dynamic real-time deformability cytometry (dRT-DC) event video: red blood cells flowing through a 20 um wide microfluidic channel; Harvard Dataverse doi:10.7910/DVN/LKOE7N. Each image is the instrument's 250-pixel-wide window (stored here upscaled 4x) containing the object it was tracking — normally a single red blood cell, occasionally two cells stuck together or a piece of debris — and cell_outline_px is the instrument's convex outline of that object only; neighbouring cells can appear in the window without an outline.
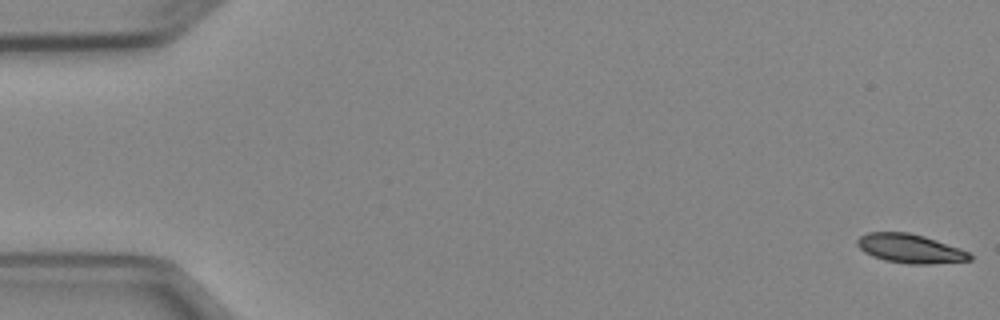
{"species": "Egyptian fruit bat (a non-hibernating species)", "species_latin": "Rousettus aegyptiacus", "temperature_condition": "cold", "stored_images_in_passage": 5, "camera_frame_rate_fps": 3000, "um_per_image_px": 0.085, "animal": {"sex": "female"}, "frame": {"image": 1, "passage_image": 1, "time_ms": 0.0, "image_size_px": [1000, 320], "cell_outline_px": [[972, 260], [928, 264], [908, 264], [884, 260], [872, 256], [864, 252], [856, 244], [856, 240], [860, 236], [868, 232], [908, 232], [924, 236], [960, 248], [968, 252], [972, 256]], "centroid_in_image_um": [77.34, 21.13], "position_along_channel_um": 7.7, "area_um2": 19.02}}